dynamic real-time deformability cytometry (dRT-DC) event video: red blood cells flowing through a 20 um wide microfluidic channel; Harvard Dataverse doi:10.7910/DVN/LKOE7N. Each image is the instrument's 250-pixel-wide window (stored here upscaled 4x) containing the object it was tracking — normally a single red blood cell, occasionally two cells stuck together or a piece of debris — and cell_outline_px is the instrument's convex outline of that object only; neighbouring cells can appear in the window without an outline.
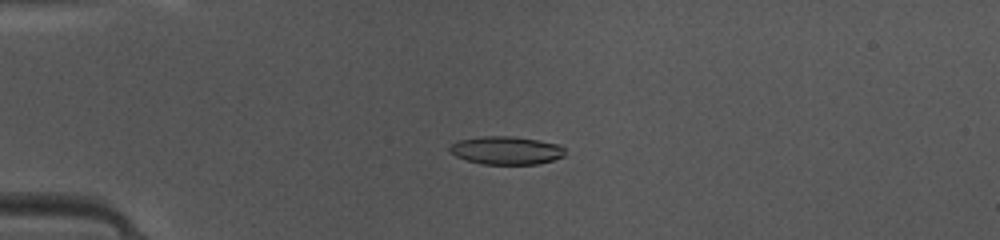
{"species": "common noctule bat (a hibernating species)", "species_latin": "Nyctalus noctula", "temperature_condition": "warm", "stored_images_in_passage": 49, "camera_frame_rate_fps": 3000, "um_per_image_px": 0.085, "animal": {"sex": "female", "body_mass_g": 10.0, "forearm_length_mm": 53.1}, "frame": {"image": 1, "passage_image": 13, "time_ms": 4.0, "image_size_px": [1000, 240], "cell_outline_px": [[564, 156], [552, 160], [536, 164], [480, 164], [456, 156], [448, 148], [456, 140], [480, 136], [512, 136], [560, 144], [564, 148]], "centroid_in_image_um": [43.01, 12.77], "position_along_channel_um": 42.0, "area_um2": 18.84}}
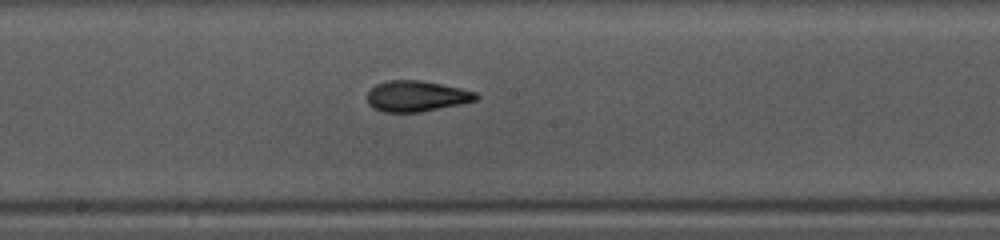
{"frame": {"image": 2, "passage_image": 27, "time_ms": 8.667, "image_size_px": [1000, 240], "cell_outline_px": [[480, 96], [476, 100], [460, 104], [420, 112], [384, 112], [372, 108], [368, 104], [368, 92], [376, 84], [388, 80], [420, 80], [460, 88], [476, 92]], "centroid_in_image_um": [35.39, 8.17], "position_along_channel_um": 212.8, "area_um2": 19.48}}
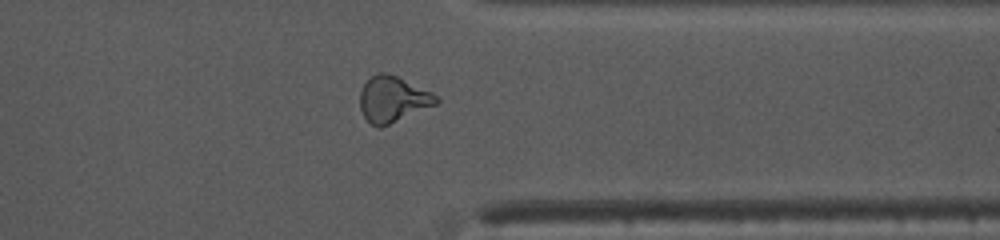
{"frame": {"image": 3, "passage_image": 39, "time_ms": 12.667, "image_size_px": [1000, 240], "cell_outline_px": [[440, 100], [436, 104], [380, 128], [376, 128], [364, 116], [360, 108], [360, 92], [364, 84], [376, 72], [384, 72], [396, 76], [432, 92]], "centroid_in_image_um": [33.37, 8.43], "position_along_channel_um": 378.0, "area_um2": 20.11}, "authors_computed_cell_mechanics": {"area_um2": 19.4208, "velocity_mm_per_s": 4.1923, "shape_relaxation_time_tau1_ms": 6.3325, "shape_relaxation_time_tau2_ms": 1.9141, "deformation_change_tau1": 0.1999, "deformation_change_tau2": 0.0901}}